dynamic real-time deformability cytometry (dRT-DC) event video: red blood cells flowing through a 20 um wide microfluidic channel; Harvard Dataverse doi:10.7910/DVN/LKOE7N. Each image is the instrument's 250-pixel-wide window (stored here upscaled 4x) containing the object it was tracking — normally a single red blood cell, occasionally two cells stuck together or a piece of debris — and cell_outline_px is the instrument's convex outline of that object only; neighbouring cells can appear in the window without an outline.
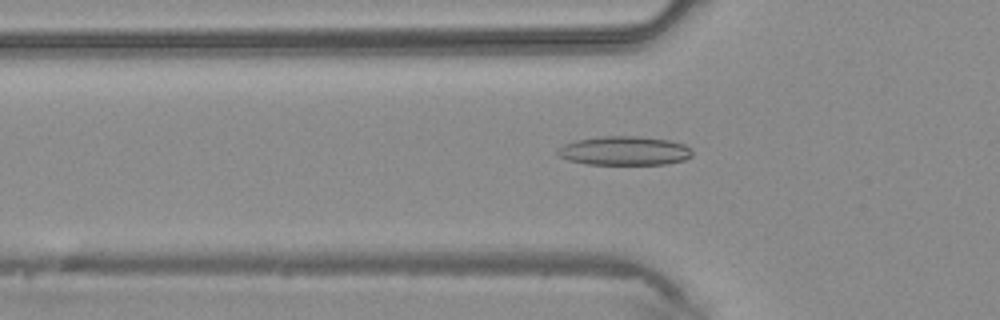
{"species": "common noctule bat (a hibernating species)", "species_latin": "Nyctalus noctula", "temperature_condition": "warm", "stored_images_in_passage": 42, "camera_frame_rate_fps": 3000, "um_per_image_px": 0.085, "animal": {"sex": "male", "body_mass_g": 20.4}, "frame": {"image": 1, "passage_image": 14, "time_ms": 4.333, "image_size_px": [1000, 320], "cell_outline_px": [[692, 156], [684, 160], [664, 164], [588, 164], [568, 160], [560, 156], [556, 152], [564, 144], [576, 140], [600, 136], [640, 136], [668, 140], [684, 144], [692, 148]], "centroid_in_image_um": [53.1, 12.81], "position_along_channel_um": 72.7, "area_um2": 22.72}}
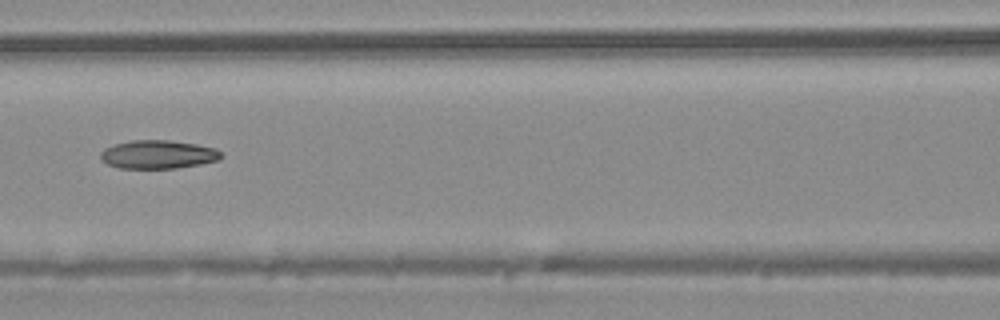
{"frame": {"image": 2, "passage_image": 19, "time_ms": 6.0, "image_size_px": [1000, 320], "cell_outline_px": [[224, 156], [216, 160], [200, 164], [176, 168], [120, 168], [108, 164], [100, 160], [100, 152], [104, 148], [116, 144], [132, 140], [168, 140], [196, 144], [216, 148]], "centroid_in_image_um": [13.42, 13.12], "position_along_channel_um": 153.2, "area_um2": 19.94}}
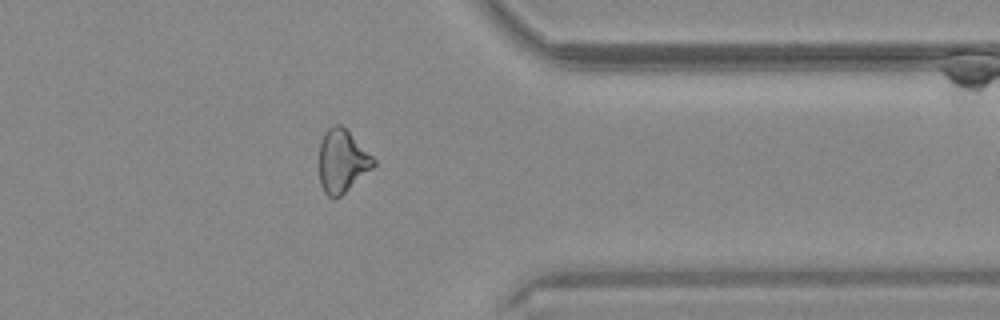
{"frame": {"image": 3, "passage_image": 34, "time_ms": 11.0, "image_size_px": [1000, 320], "cell_outline_px": [[376, 164], [372, 168], [340, 196], [332, 200], [324, 192], [320, 184], [320, 144], [324, 132], [332, 124], [340, 124], [376, 160]], "centroid_in_image_um": [29.06, 13.71], "position_along_channel_um": 382.3, "area_um2": 19.59}}